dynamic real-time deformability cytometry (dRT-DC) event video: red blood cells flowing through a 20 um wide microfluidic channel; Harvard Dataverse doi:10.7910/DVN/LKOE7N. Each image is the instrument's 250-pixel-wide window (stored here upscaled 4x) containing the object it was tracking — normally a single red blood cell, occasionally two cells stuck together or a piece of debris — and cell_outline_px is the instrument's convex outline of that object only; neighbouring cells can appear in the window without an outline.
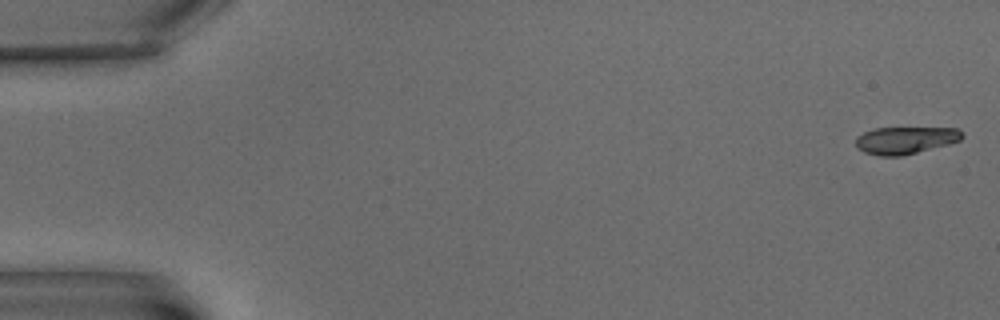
{"species": "common noctule bat (a hibernating species)", "species_latin": "Nyctalus noctula", "temperature_condition": "warm", "stored_images_in_passage": 7, "camera_frame_rate_fps": 3000, "um_per_image_px": 0.085, "animal": {"sex": "male", "body_mass_g": 15.6}, "frame": {"image": 1, "passage_image": 1, "time_ms": 0.0, "image_size_px": [1000, 320], "cell_outline_px": [[964, 136], [960, 140], [948, 144], [900, 156], [880, 156], [864, 152], [856, 148], [856, 136], [872, 128], [956, 128], [964, 132]], "centroid_in_image_um": [76.93, 11.91], "position_along_channel_um": 8.1, "area_um2": 16.88}}
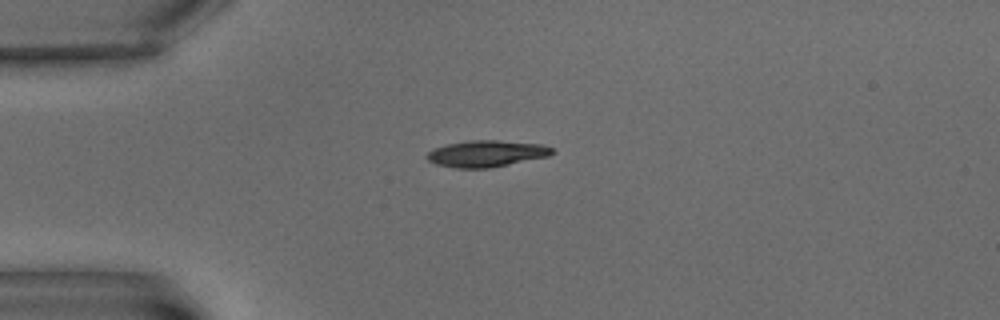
{"frame": {"image": 2, "passage_image": 5, "time_ms": 5.333, "image_size_px": [1000, 320], "cell_outline_px": [[556, 152], [548, 156], [488, 168], [456, 168], [436, 164], [428, 160], [424, 156], [432, 148], [448, 144], [472, 140], [500, 140], [544, 144], [552, 148]], "centroid_in_image_um": [41.34, 13.05], "position_along_channel_um": 43.7, "area_um2": 19.36}}
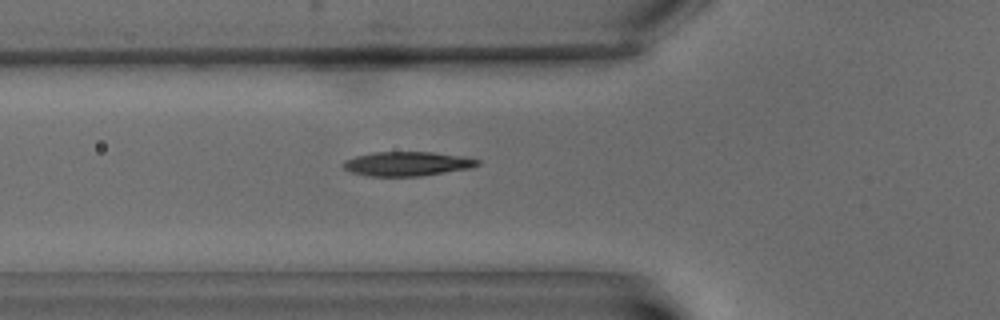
{"frame": {"image": 3, "passage_image": 7, "time_ms": 7.667, "image_size_px": [1000, 320], "cell_outline_px": [[480, 164], [472, 168], [420, 176], [368, 176], [352, 172], [344, 168], [340, 164], [344, 160], [356, 156], [372, 152], [432, 152], [464, 156], [480, 160]], "centroid_in_image_um": [34.61, 13.92], "position_along_channel_um": 91.2, "area_um2": 19.13}}